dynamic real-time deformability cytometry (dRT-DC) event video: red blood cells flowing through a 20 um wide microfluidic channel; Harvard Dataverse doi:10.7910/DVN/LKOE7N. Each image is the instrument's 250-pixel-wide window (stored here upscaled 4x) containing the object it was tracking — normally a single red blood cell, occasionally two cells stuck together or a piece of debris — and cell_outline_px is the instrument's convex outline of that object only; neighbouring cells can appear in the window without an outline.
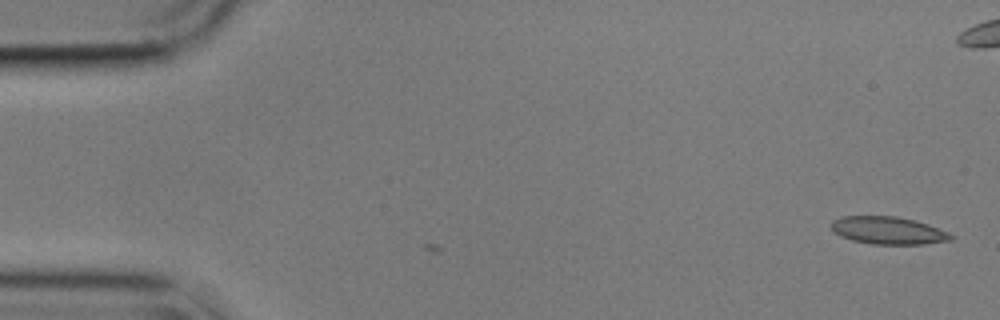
{"species": "common noctule bat (a hibernating species)", "species_latin": "Nyctalus noctula", "temperature_condition": "cold", "stored_images_in_passage": 2, "camera_frame_rate_fps": 3000, "um_per_image_px": 0.085, "animal": {"sex": "male", "body_mass_g": 17.9}, "frame": {"image": 1, "passage_image": 2, "time_ms": 0.333, "image_size_px": [1000, 320], "cell_outline_px": [[952, 240], [924, 244], [872, 244], [852, 240], [840, 236], [832, 228], [832, 220], [840, 216], [896, 216], [928, 224], [948, 232], [952, 236]], "centroid_in_image_um": [75.48, 19.59], "position_along_channel_um": 9.5, "area_um2": 19.07}}